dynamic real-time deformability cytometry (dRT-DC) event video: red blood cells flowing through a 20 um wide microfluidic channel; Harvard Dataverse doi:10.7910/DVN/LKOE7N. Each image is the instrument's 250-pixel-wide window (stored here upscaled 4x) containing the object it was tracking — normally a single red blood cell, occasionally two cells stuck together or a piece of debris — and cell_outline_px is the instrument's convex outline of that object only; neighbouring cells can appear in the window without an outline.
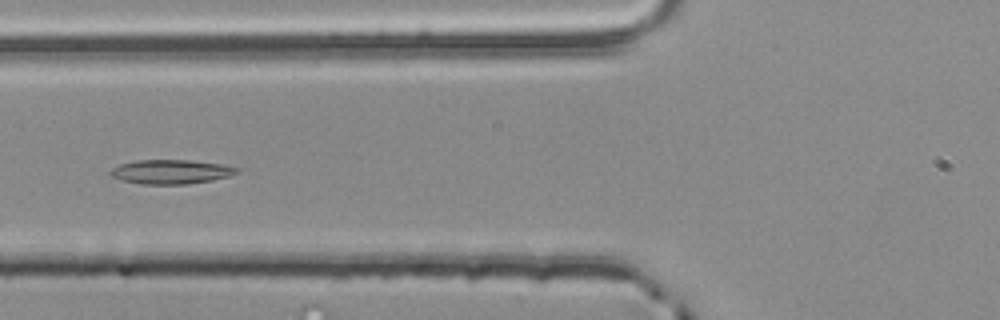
{"species": "common noctule bat (a hibernating species)", "species_latin": "Nyctalus noctula", "temperature_condition": "room temperature", "stored_images_in_passage": 54, "camera_frame_rate_fps": 3000, "um_per_image_px": 0.085, "animal": {"sex": "male", "body_mass_g": 20.4}, "frame": {"image": 1, "passage_image": 21, "time_ms": 6.667, "image_size_px": [1000, 320], "cell_outline_px": [[240, 172], [228, 176], [212, 180], [188, 184], [140, 184], [124, 180], [112, 176], [108, 172], [112, 168], [120, 164], [136, 160], [192, 160], [220, 164], [240, 168]], "centroid_in_image_um": [14.55, 14.59], "position_along_channel_um": 111.3, "area_um2": 17.8}}
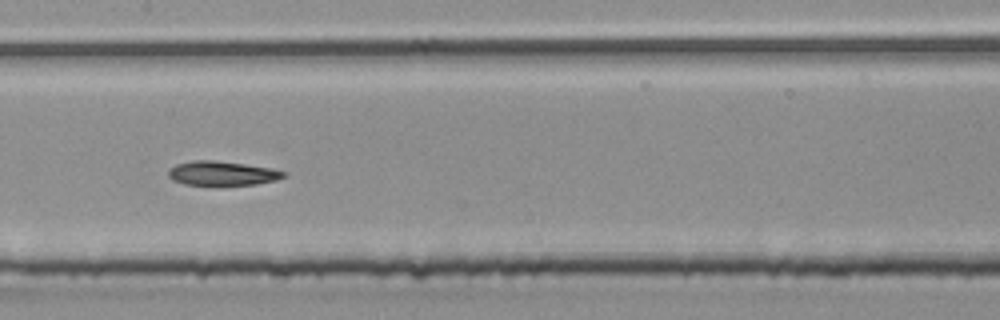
{"frame": {"image": 2, "passage_image": 27, "time_ms": 8.667, "image_size_px": [1000, 320], "cell_outline_px": [[288, 176], [276, 180], [256, 184], [224, 188], [220, 188], [184, 184], [172, 180], [168, 176], [168, 168], [176, 164], [192, 160], [212, 160], [244, 164], [272, 168], [288, 172]], "centroid_in_image_um": [18.89, 14.78], "position_along_channel_um": 188.5, "area_um2": 17.34}}
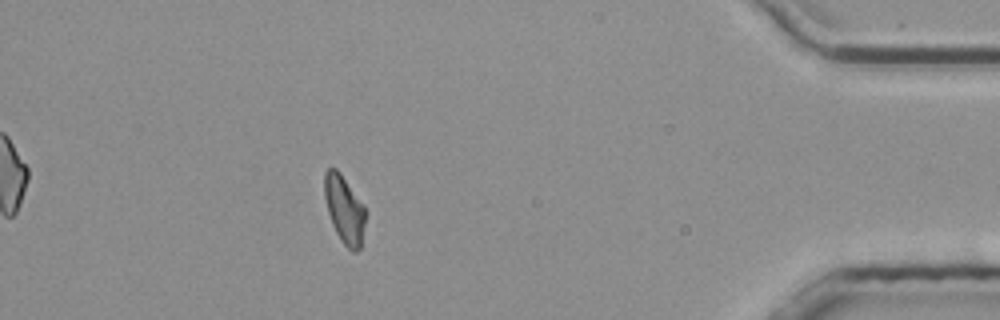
{"frame": {"image": 3, "passage_image": 48, "time_ms": 15.667, "image_size_px": [1000, 320], "cell_outline_px": [[368, 212], [360, 248], [356, 252], [352, 252], [340, 240], [332, 224], [328, 212], [324, 196], [324, 172], [328, 168], [336, 168], [340, 172], [364, 204]], "centroid_in_image_um": [29.3, 17.8], "position_along_channel_um": 405.9, "area_um2": 16.59}}